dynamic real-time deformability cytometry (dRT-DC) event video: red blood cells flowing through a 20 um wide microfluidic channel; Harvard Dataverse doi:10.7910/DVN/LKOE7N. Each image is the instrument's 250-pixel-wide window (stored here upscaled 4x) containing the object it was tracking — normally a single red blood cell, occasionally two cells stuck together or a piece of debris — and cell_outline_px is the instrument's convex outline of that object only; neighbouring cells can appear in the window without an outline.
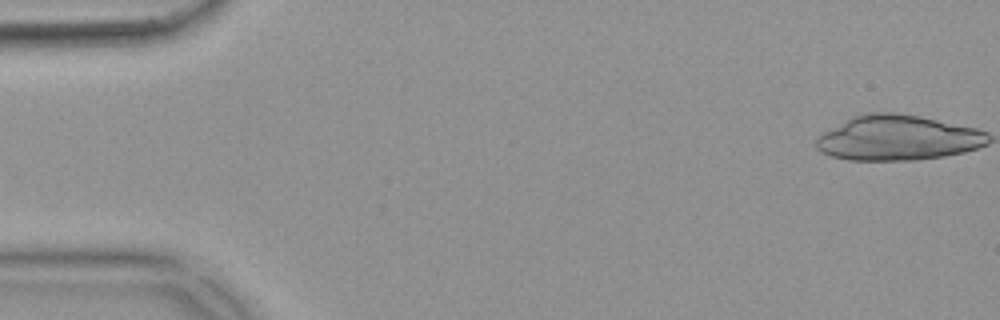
{"species": "common noctule bat (a hibernating species)", "species_latin": "Nyctalus noctula", "temperature_condition": "warm", "stored_images_in_passage": 6, "camera_frame_rate_fps": 3000, "um_per_image_px": 0.085, "animal": {"sex": "female", "body_mass_g": 18.4}, "frame": {"image": 1, "passage_image": 1, "time_ms": 0.0, "image_size_px": [1000, 320], "cell_outline_px": [[984, 144], [972, 148], [956, 152], [936, 156], [884, 160], [864, 160], [840, 156], [828, 152], [832, 132], [864, 116], [908, 116], [968, 128], [984, 132]], "centroid_in_image_um": [76.58, 11.78], "position_along_channel_um": 8.4, "area_um2": 37.92}}